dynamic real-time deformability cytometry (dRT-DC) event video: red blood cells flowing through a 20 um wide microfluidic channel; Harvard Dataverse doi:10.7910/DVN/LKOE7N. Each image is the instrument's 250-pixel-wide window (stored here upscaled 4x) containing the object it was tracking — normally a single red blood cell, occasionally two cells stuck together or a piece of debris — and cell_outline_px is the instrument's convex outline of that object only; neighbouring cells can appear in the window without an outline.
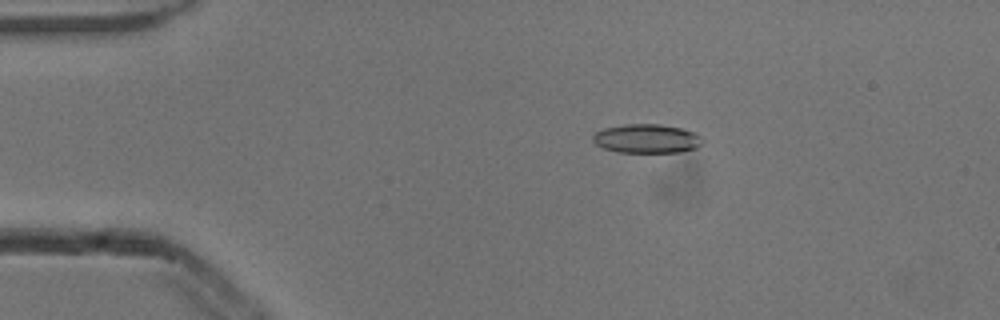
{"species": "common noctule bat (a hibernating species)", "species_latin": "Nyctalus noctula", "temperature_condition": "cold", "stored_images_in_passage": 53, "camera_frame_rate_fps": 3000, "um_per_image_px": 0.085, "animal": {"sex": "male", "body_mass_g": 13.3}, "frame": {"image": 1, "passage_image": 10, "time_ms": 3.0, "image_size_px": [1000, 320], "cell_outline_px": [[704, 140], [696, 148], [680, 152], [616, 152], [604, 148], [596, 144], [592, 140], [592, 136], [596, 132], [604, 128], [624, 124], [660, 124], [680, 128], [696, 132]], "centroid_in_image_um": [54.97, 11.78], "position_along_channel_um": 30.0, "area_um2": 18.55}}
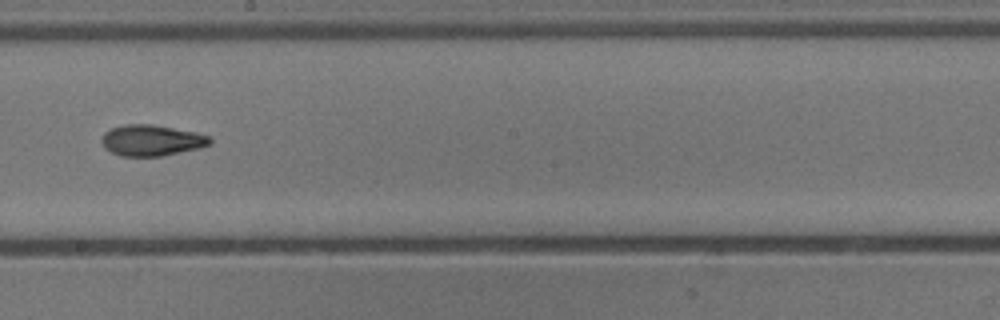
{"frame": {"image": 2, "passage_image": 30, "time_ms": 9.667, "image_size_px": [1000, 320], "cell_outline_px": [[212, 144], [200, 148], [160, 156], [120, 156], [104, 148], [100, 140], [104, 132], [112, 128], [124, 124], [152, 124], [196, 132], [208, 136], [212, 140]], "centroid_in_image_um": [12.87, 11.93], "position_along_channel_um": 235.3, "area_um2": 19.65}}
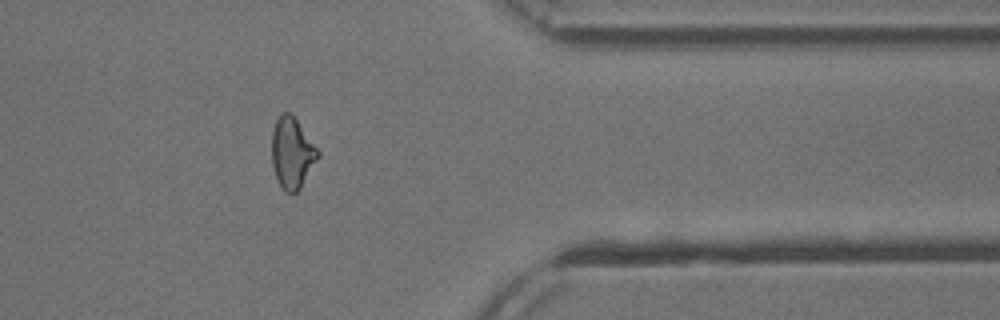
{"frame": {"image": 3, "passage_image": 43, "time_ms": 14.0, "image_size_px": [1000, 320], "cell_outline_px": [[320, 156], [300, 188], [292, 196], [284, 192], [280, 188], [276, 180], [272, 164], [272, 128], [280, 112], [292, 112], [320, 152]], "centroid_in_image_um": [24.81, 13.01], "position_along_channel_um": 386.6, "area_um2": 19.59}, "authors_computed_cell_mechanics": {"area_um2": 19.074, "velocity_mm_per_s": 3.8725, "shape_relaxation_time_tau1_ms": 10.08, "shape_relaxation_time_tau2_ms": 3.3, "deformation_change_tau1": 0.244, "deformation_change_tau2": 0.1029}}